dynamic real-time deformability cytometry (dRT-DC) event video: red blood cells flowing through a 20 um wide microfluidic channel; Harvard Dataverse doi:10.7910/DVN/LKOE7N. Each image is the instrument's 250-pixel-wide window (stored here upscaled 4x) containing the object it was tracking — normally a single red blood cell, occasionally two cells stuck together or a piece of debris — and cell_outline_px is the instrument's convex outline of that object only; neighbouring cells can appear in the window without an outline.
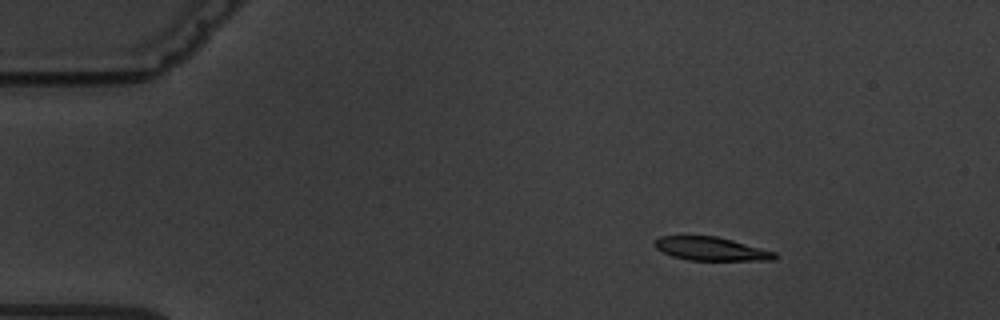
{"species": "common noctule bat (a hibernating species)", "species_latin": "Nyctalus noctula", "temperature_condition": "warm", "stored_images_in_passage": 13, "camera_frame_rate_fps": 3000, "um_per_image_px": 0.085, "animal": {"sex": "male", "body_mass_g": 19.5, "forearm_length_mm": 54.6}, "frame": {"image": 1, "passage_image": 3, "time_ms": 2.333, "image_size_px": [1000, 320], "cell_outline_px": [[776, 260], [688, 260], [672, 256], [656, 248], [652, 244], [660, 236], [716, 236], [732, 240], [776, 252]], "centroid_in_image_um": [60.43, 21.15], "position_along_channel_um": 24.6, "area_um2": 16.3}}
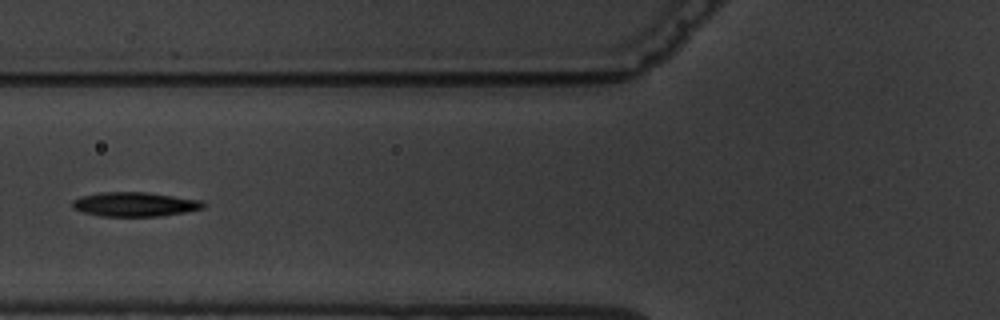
{"frame": {"image": 2, "passage_image": 6, "time_ms": 7.0, "image_size_px": [1000, 320], "cell_outline_px": [[204, 208], [184, 212], [160, 216], [100, 216], [84, 212], [72, 208], [72, 200], [84, 196], [100, 192], [148, 192], [204, 200]], "centroid_in_image_um": [11.48, 17.36], "position_along_channel_um": 114.3, "area_um2": 18.55}, "authors_computed_cell_mechanics": {"area_um2": 17.918, "velocity_mm_per_s": 3.559, "shape_relaxation_time_tau1_ms": 7.1382, "shape_relaxation_time_tau2_ms": 5.9902, "deformation_change_tau1": 0.1975, "deformation_change_tau2": 0.1319}}